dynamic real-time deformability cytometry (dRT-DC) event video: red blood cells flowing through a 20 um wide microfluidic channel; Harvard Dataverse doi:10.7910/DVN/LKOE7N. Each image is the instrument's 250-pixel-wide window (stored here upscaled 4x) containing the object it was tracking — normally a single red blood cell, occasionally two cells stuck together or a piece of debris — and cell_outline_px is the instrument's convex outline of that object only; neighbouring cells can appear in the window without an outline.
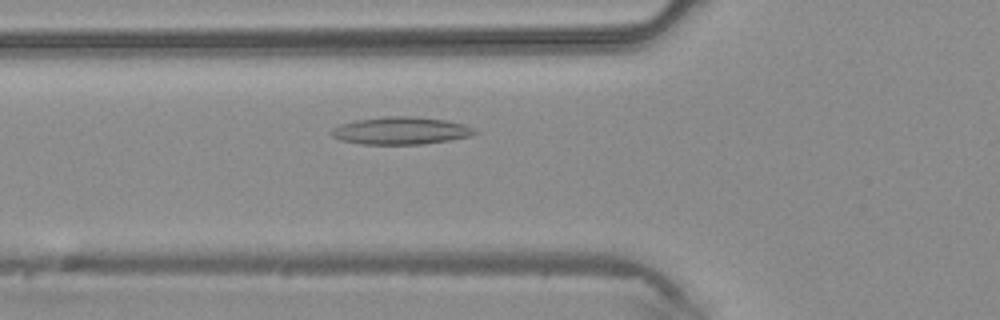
{"species": "common noctule bat (a hibernating species)", "species_latin": "Nyctalus noctula", "temperature_condition": "warm", "stored_images_in_passage": 41, "camera_frame_rate_fps": 3000, "um_per_image_px": 0.085, "animal": {"sex": "male", "body_mass_g": 20.4}, "frame": {"image": 1, "passage_image": 13, "time_ms": 4.0, "image_size_px": [1000, 320], "cell_outline_px": [[480, 132], [472, 136], [424, 144], [360, 144], [340, 140], [332, 136], [332, 128], [340, 124], [356, 120], [388, 116], [412, 116], [444, 120], [464, 124], [476, 128]], "centroid_in_image_um": [34.11, 11.11], "position_along_channel_um": 91.7, "area_um2": 23.0}}
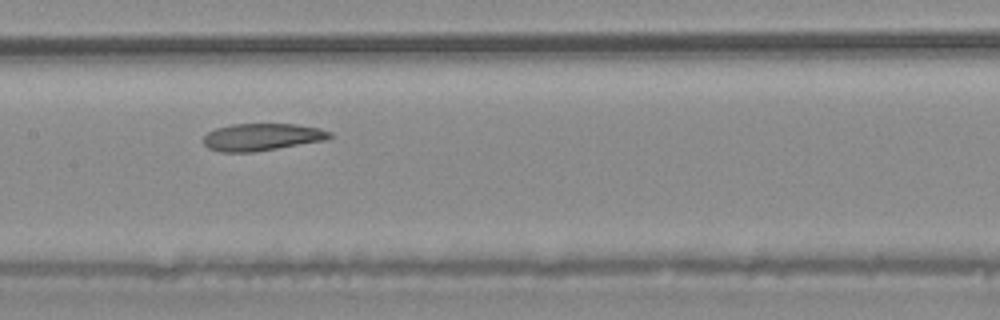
{"frame": {"image": 2, "passage_image": 19, "time_ms": 6.0, "image_size_px": [1000, 320], "cell_outline_px": [[332, 136], [324, 140], [252, 152], [220, 152], [208, 148], [204, 144], [204, 136], [208, 132], [216, 128], [232, 124], [296, 124], [320, 128], [332, 132]], "centroid_in_image_um": [22.24, 11.64], "position_along_channel_um": 185.2, "area_um2": 19.88}}
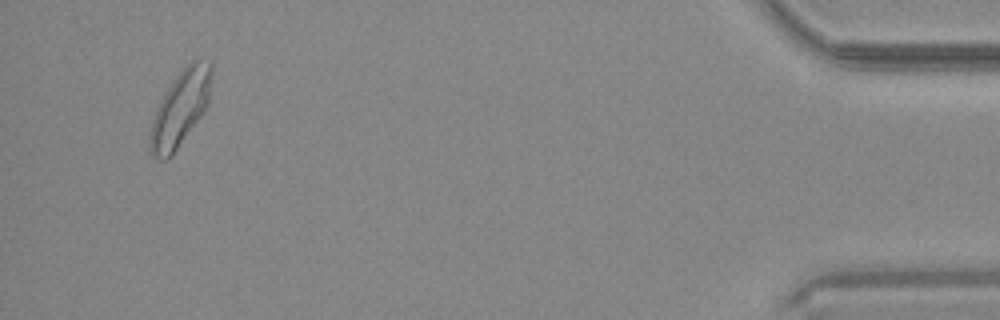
{"frame": {"image": 3, "passage_image": 39, "time_ms": 12.667, "image_size_px": [1000, 320], "cell_outline_px": [[212, 72], [208, 104], [200, 116], [172, 156], [168, 160], [160, 160], [152, 156], [148, 144], [152, 120], [156, 108], [160, 100], [172, 80], [192, 60], [212, 60]], "centroid_in_image_um": [15.31, 9.22], "position_along_channel_um": 419.9, "area_um2": 26.99}}